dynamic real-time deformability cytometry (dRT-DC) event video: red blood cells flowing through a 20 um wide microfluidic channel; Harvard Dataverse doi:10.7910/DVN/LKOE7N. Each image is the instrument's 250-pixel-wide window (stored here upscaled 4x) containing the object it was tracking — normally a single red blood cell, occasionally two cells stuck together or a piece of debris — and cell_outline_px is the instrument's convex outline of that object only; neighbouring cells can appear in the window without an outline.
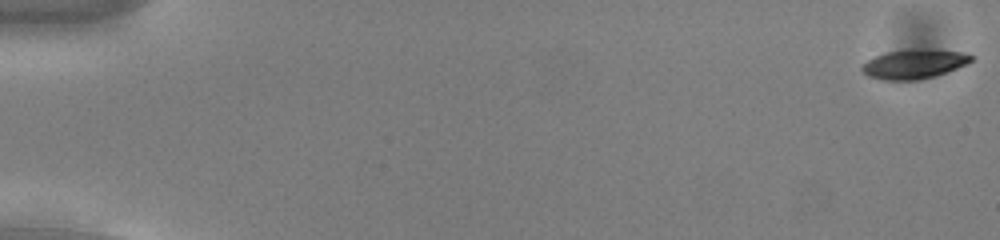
{"species": "common noctule bat (a hibernating species)", "species_latin": "Nyctalus noctula", "temperature_condition": "cold", "stored_images_in_passage": 55, "camera_frame_rate_fps": 3000, "um_per_image_px": 0.085, "animal": {"sex": "male", "body_mass_g": 13.0, "forearm_length_mm": 53.1}, "frame": {"image": 1, "passage_image": 1, "time_ms": 0.0, "image_size_px": [1000, 240], "cell_outline_px": [[976, 56], [968, 64], [948, 72], [936, 76], [920, 80], [884, 80], [868, 76], [860, 72], [860, 68], [868, 60], [876, 56], [888, 52], [912, 48], [928, 48], [968, 52]], "centroid_in_image_um": [77.78, 5.43], "position_along_channel_um": 7.2, "area_um2": 19.31}}
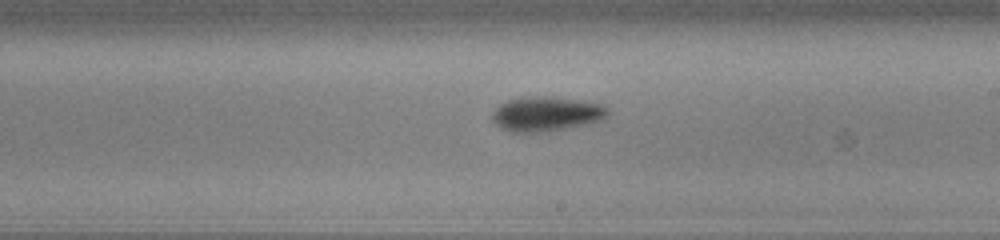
{"frame": {"image": 2, "passage_image": 33, "time_ms": 10.667, "image_size_px": [1000, 240], "cell_outline_px": [[608, 112], [600, 120], [588, 124], [544, 132], [512, 132], [500, 128], [492, 120], [492, 112], [500, 104], [508, 100], [528, 96], [544, 96], [580, 100], [600, 104], [608, 108]], "centroid_in_image_um": [46.39, 9.68], "position_along_channel_um": 242.6, "area_um2": 23.18}}
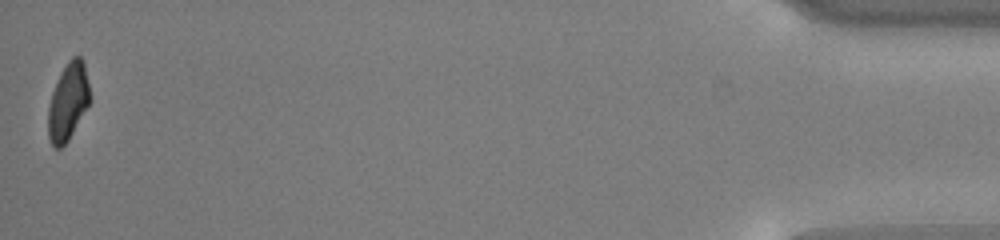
{"frame": {"image": 3, "passage_image": 55, "time_ms": 18.0, "image_size_px": [1000, 240], "cell_outline_px": [[88, 104], [68, 140], [60, 148], [56, 148], [52, 144], [48, 136], [48, 108], [52, 92], [60, 72], [68, 60], [72, 56], [80, 56], [84, 64], [88, 84]], "centroid_in_image_um": [5.75, 8.62], "position_along_channel_um": 429.5, "area_um2": 18.26}, "authors_computed_cell_mechanics": {"area_um2": 20.23, "velocity_mm_per_s": 3.7788, "shape_relaxation_time_tau1_ms": 2.6014, "shape_relaxation_time_tau2_ms": null, "deformation_change_tau1": 0.1116, "deformation_change_tau2": null}}